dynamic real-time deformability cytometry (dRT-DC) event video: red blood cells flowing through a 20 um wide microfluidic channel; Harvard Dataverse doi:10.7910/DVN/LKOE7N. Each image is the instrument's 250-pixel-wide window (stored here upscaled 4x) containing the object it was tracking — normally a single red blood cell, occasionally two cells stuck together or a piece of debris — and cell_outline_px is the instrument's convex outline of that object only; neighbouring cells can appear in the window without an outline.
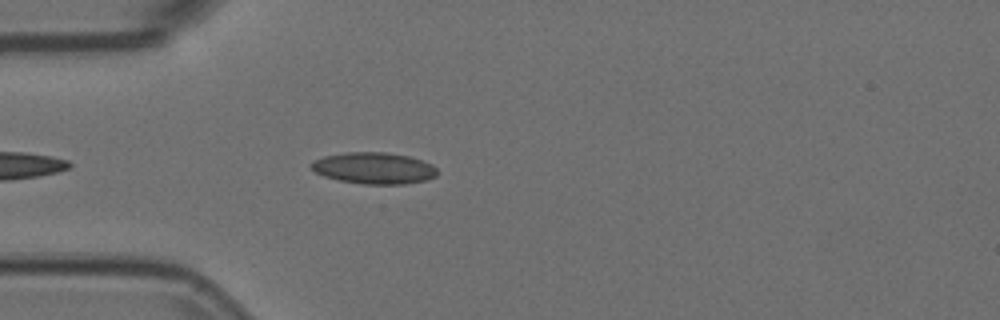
{"species": "Egyptian fruit bat (a non-hibernating species)", "species_latin": "Rousettus aegyptiacus", "temperature_condition": "room temperature", "stored_images_in_passage": 11, "camera_frame_rate_fps": 3000, "um_per_image_px": 0.085, "animal": {"sex": "female"}, "frame": {"image": 1, "passage_image": 4, "time_ms": 1.0, "image_size_px": [1000, 320], "cell_outline_px": [[436, 176], [428, 180], [404, 184], [364, 184], [340, 180], [324, 176], [316, 172], [308, 164], [312, 160], [324, 156], [348, 152], [384, 152], [408, 156], [432, 164], [436, 168]], "centroid_in_image_um": [31.77, 14.29], "position_along_channel_um": 53.2, "area_um2": 23.06}}